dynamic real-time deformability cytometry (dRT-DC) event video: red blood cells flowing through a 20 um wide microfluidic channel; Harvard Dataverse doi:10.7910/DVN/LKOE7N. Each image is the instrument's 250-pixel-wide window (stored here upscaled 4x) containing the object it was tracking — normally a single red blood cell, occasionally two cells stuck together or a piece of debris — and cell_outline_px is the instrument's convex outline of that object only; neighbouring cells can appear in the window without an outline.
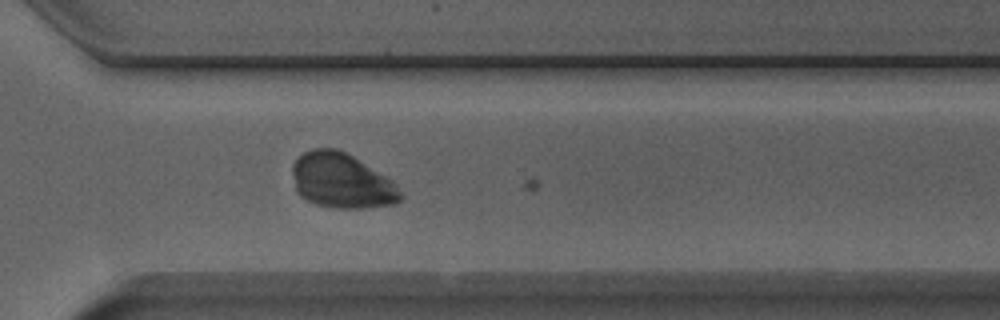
{"species": "Egyptian fruit bat (a non-hibernating species)", "species_latin": "Rousettus aegyptiacus", "temperature_condition": "room temperature", "stored_images_in_passage": 23, "camera_frame_rate_fps": 3000, "um_per_image_px": 0.085, "animal": {"sex": "male"}, "frame": {"image": 1, "passage_image": 21, "time_ms": 6.667, "image_size_px": [1000, 320], "cell_outline_px": [[404, 196], [396, 204], [364, 208], [336, 208], [316, 204], [300, 196], [296, 192], [292, 172], [292, 164], [304, 152], [312, 148], [336, 148], [352, 156], [392, 180], [396, 184]], "centroid_in_image_um": [29.04, 15.38], "position_along_channel_um": 341.6, "area_um2": 34.62}}